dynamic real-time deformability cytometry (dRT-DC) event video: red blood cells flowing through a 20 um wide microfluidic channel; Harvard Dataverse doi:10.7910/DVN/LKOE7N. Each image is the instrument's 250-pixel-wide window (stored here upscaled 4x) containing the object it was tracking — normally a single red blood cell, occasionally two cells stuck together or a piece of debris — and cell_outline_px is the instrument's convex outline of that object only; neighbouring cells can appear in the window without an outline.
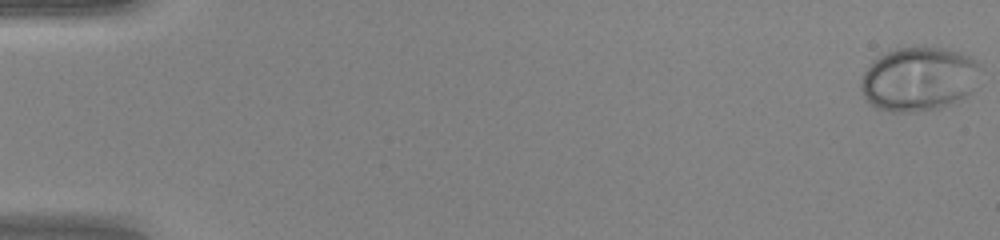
{"species": "human", "species_latin": "Homo sapiens", "temperature_condition": "warm", "stored_images_in_passage": 49, "camera_frame_rate_fps": 3000, "um_per_image_px": 0.085, "donor": {"sex": "female"}, "frame": {"image": 1, "passage_image": 1, "time_ms": 0.0, "image_size_px": [1000, 240], "cell_outline_px": [[984, 68], [976, 88], [972, 92], [944, 108], [912, 112], [892, 112], [876, 108], [864, 96], [860, 88], [860, 76], [872, 60], [896, 48], [940, 48], [956, 52], [968, 56], [976, 60]], "centroid_in_image_um": [78.13, 6.74], "position_along_channel_um": 6.9, "area_um2": 45.14}}
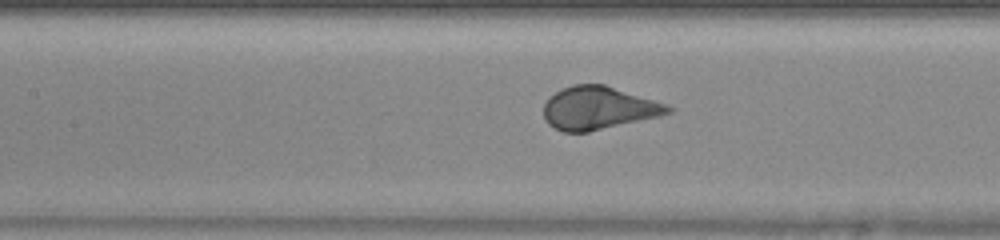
{"frame": {"image": 2, "passage_image": 24, "time_ms": 7.667, "image_size_px": [1000, 240], "cell_outline_px": [[676, 108], [672, 112], [660, 116], [588, 132], [564, 132], [548, 124], [544, 116], [544, 104], [556, 92], [572, 84], [604, 84], [668, 104]], "centroid_in_image_um": [50.92, 9.18], "position_along_channel_um": 156.5, "area_um2": 31.04}}
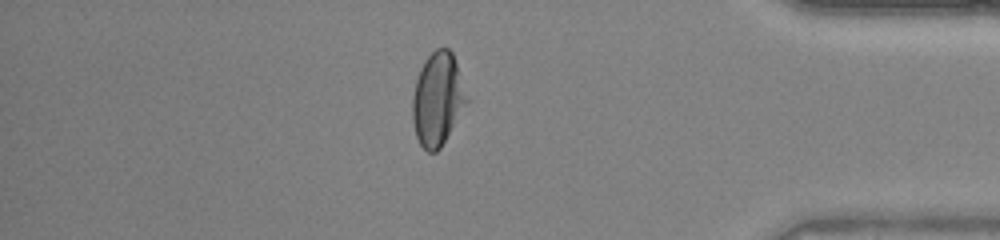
{"frame": {"image": 3, "passage_image": 43, "time_ms": 14.0, "image_size_px": [1000, 240], "cell_outline_px": [[468, 100], [440, 148], [436, 152], [428, 152], [420, 144], [416, 136], [412, 120], [412, 96], [416, 80], [420, 68], [424, 60], [436, 48], [448, 48], [452, 52]], "centroid_in_image_um": [37.16, 8.42], "position_along_channel_um": 398.0, "area_um2": 28.9}, "authors_computed_cell_mechanics": {"area_um2": 32.7148, "velocity_mm_per_s": 4.2429, "shape_relaxation_time_tau1_ms": 1.876, "shape_relaxation_time_tau2_ms": null, "deformation_change_tau1": 0.1602, "deformation_change_tau2": null}}